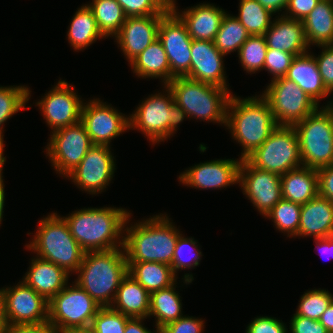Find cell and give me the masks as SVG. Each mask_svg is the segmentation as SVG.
I'll return each instance as SVG.
<instances>
[{
    "mask_svg": "<svg viewBox=\"0 0 333 333\" xmlns=\"http://www.w3.org/2000/svg\"><path fill=\"white\" fill-rule=\"evenodd\" d=\"M130 212L114 206L84 207L62 217L86 253L123 248L124 229Z\"/></svg>",
    "mask_w": 333,
    "mask_h": 333,
    "instance_id": "cell-1",
    "label": "cell"
},
{
    "mask_svg": "<svg viewBox=\"0 0 333 333\" xmlns=\"http://www.w3.org/2000/svg\"><path fill=\"white\" fill-rule=\"evenodd\" d=\"M131 216L132 213L124 229L127 262H159L171 266L177 239L182 234L179 227L166 213L130 225Z\"/></svg>",
    "mask_w": 333,
    "mask_h": 333,
    "instance_id": "cell-2",
    "label": "cell"
},
{
    "mask_svg": "<svg viewBox=\"0 0 333 333\" xmlns=\"http://www.w3.org/2000/svg\"><path fill=\"white\" fill-rule=\"evenodd\" d=\"M277 126L269 102L261 94L241 98L232 93L225 127L242 146L241 160L260 147Z\"/></svg>",
    "mask_w": 333,
    "mask_h": 333,
    "instance_id": "cell-3",
    "label": "cell"
},
{
    "mask_svg": "<svg viewBox=\"0 0 333 333\" xmlns=\"http://www.w3.org/2000/svg\"><path fill=\"white\" fill-rule=\"evenodd\" d=\"M128 273L124 248L86 252L75 275V283L101 307H110L121 280Z\"/></svg>",
    "mask_w": 333,
    "mask_h": 333,
    "instance_id": "cell-4",
    "label": "cell"
},
{
    "mask_svg": "<svg viewBox=\"0 0 333 333\" xmlns=\"http://www.w3.org/2000/svg\"><path fill=\"white\" fill-rule=\"evenodd\" d=\"M35 235L25 249L73 275L82 263L84 251L71 235L65 219L56 212L40 219Z\"/></svg>",
    "mask_w": 333,
    "mask_h": 333,
    "instance_id": "cell-5",
    "label": "cell"
},
{
    "mask_svg": "<svg viewBox=\"0 0 333 333\" xmlns=\"http://www.w3.org/2000/svg\"><path fill=\"white\" fill-rule=\"evenodd\" d=\"M161 86L163 92L148 95L129 114V130L144 134L153 146L164 143L168 138L170 140L179 124L188 119L186 112L174 102L173 93L168 86Z\"/></svg>",
    "mask_w": 333,
    "mask_h": 333,
    "instance_id": "cell-6",
    "label": "cell"
},
{
    "mask_svg": "<svg viewBox=\"0 0 333 333\" xmlns=\"http://www.w3.org/2000/svg\"><path fill=\"white\" fill-rule=\"evenodd\" d=\"M167 86L188 119L226 126L227 105L233 92L187 77H175Z\"/></svg>",
    "mask_w": 333,
    "mask_h": 333,
    "instance_id": "cell-7",
    "label": "cell"
},
{
    "mask_svg": "<svg viewBox=\"0 0 333 333\" xmlns=\"http://www.w3.org/2000/svg\"><path fill=\"white\" fill-rule=\"evenodd\" d=\"M300 155L304 167L318 169L333 161V101L317 108L296 123Z\"/></svg>",
    "mask_w": 333,
    "mask_h": 333,
    "instance_id": "cell-8",
    "label": "cell"
},
{
    "mask_svg": "<svg viewBox=\"0 0 333 333\" xmlns=\"http://www.w3.org/2000/svg\"><path fill=\"white\" fill-rule=\"evenodd\" d=\"M246 159L254 167L279 175L302 167L298 134L294 126L278 125Z\"/></svg>",
    "mask_w": 333,
    "mask_h": 333,
    "instance_id": "cell-9",
    "label": "cell"
},
{
    "mask_svg": "<svg viewBox=\"0 0 333 333\" xmlns=\"http://www.w3.org/2000/svg\"><path fill=\"white\" fill-rule=\"evenodd\" d=\"M101 306L75 282L67 284L49 300L48 322L59 333L90 326Z\"/></svg>",
    "mask_w": 333,
    "mask_h": 333,
    "instance_id": "cell-10",
    "label": "cell"
},
{
    "mask_svg": "<svg viewBox=\"0 0 333 333\" xmlns=\"http://www.w3.org/2000/svg\"><path fill=\"white\" fill-rule=\"evenodd\" d=\"M261 95L269 102L278 125L294 126L320 107L296 83L285 77L271 80Z\"/></svg>",
    "mask_w": 333,
    "mask_h": 333,
    "instance_id": "cell-11",
    "label": "cell"
},
{
    "mask_svg": "<svg viewBox=\"0 0 333 333\" xmlns=\"http://www.w3.org/2000/svg\"><path fill=\"white\" fill-rule=\"evenodd\" d=\"M49 135L44 152L56 174L65 178L80 164L93 144L81 121Z\"/></svg>",
    "mask_w": 333,
    "mask_h": 333,
    "instance_id": "cell-12",
    "label": "cell"
},
{
    "mask_svg": "<svg viewBox=\"0 0 333 333\" xmlns=\"http://www.w3.org/2000/svg\"><path fill=\"white\" fill-rule=\"evenodd\" d=\"M110 146L93 145L80 164L65 178L81 191L97 195L106 191L113 180L116 160Z\"/></svg>",
    "mask_w": 333,
    "mask_h": 333,
    "instance_id": "cell-13",
    "label": "cell"
},
{
    "mask_svg": "<svg viewBox=\"0 0 333 333\" xmlns=\"http://www.w3.org/2000/svg\"><path fill=\"white\" fill-rule=\"evenodd\" d=\"M128 116L96 97L85 100L81 110V122L93 145L111 147L114 138L129 130Z\"/></svg>",
    "mask_w": 333,
    "mask_h": 333,
    "instance_id": "cell-14",
    "label": "cell"
},
{
    "mask_svg": "<svg viewBox=\"0 0 333 333\" xmlns=\"http://www.w3.org/2000/svg\"><path fill=\"white\" fill-rule=\"evenodd\" d=\"M75 92V86L59 79L41 100H37L41 115L51 132L81 121L82 97Z\"/></svg>",
    "mask_w": 333,
    "mask_h": 333,
    "instance_id": "cell-15",
    "label": "cell"
},
{
    "mask_svg": "<svg viewBox=\"0 0 333 333\" xmlns=\"http://www.w3.org/2000/svg\"><path fill=\"white\" fill-rule=\"evenodd\" d=\"M238 185L264 217L282 199L280 175L254 167L247 159L241 160Z\"/></svg>",
    "mask_w": 333,
    "mask_h": 333,
    "instance_id": "cell-16",
    "label": "cell"
},
{
    "mask_svg": "<svg viewBox=\"0 0 333 333\" xmlns=\"http://www.w3.org/2000/svg\"><path fill=\"white\" fill-rule=\"evenodd\" d=\"M158 39L170 64V81L184 77L190 71L192 38L181 18L168 11L160 21Z\"/></svg>",
    "mask_w": 333,
    "mask_h": 333,
    "instance_id": "cell-17",
    "label": "cell"
},
{
    "mask_svg": "<svg viewBox=\"0 0 333 333\" xmlns=\"http://www.w3.org/2000/svg\"><path fill=\"white\" fill-rule=\"evenodd\" d=\"M10 286V287H9ZM0 288L8 324H37L48 321L49 301L24 281Z\"/></svg>",
    "mask_w": 333,
    "mask_h": 333,
    "instance_id": "cell-18",
    "label": "cell"
},
{
    "mask_svg": "<svg viewBox=\"0 0 333 333\" xmlns=\"http://www.w3.org/2000/svg\"><path fill=\"white\" fill-rule=\"evenodd\" d=\"M241 159H216L200 162L178 176L179 183L194 189H226L239 182ZM222 188V189H221Z\"/></svg>",
    "mask_w": 333,
    "mask_h": 333,
    "instance_id": "cell-19",
    "label": "cell"
},
{
    "mask_svg": "<svg viewBox=\"0 0 333 333\" xmlns=\"http://www.w3.org/2000/svg\"><path fill=\"white\" fill-rule=\"evenodd\" d=\"M224 57L213 41L192 40L190 71L184 77L231 92L227 82Z\"/></svg>",
    "mask_w": 333,
    "mask_h": 333,
    "instance_id": "cell-20",
    "label": "cell"
},
{
    "mask_svg": "<svg viewBox=\"0 0 333 333\" xmlns=\"http://www.w3.org/2000/svg\"><path fill=\"white\" fill-rule=\"evenodd\" d=\"M164 15L127 17L120 31L113 37L128 63L158 39Z\"/></svg>",
    "mask_w": 333,
    "mask_h": 333,
    "instance_id": "cell-21",
    "label": "cell"
},
{
    "mask_svg": "<svg viewBox=\"0 0 333 333\" xmlns=\"http://www.w3.org/2000/svg\"><path fill=\"white\" fill-rule=\"evenodd\" d=\"M263 36L268 48L279 49L295 56L305 54L310 49L302 21L284 15H276Z\"/></svg>",
    "mask_w": 333,
    "mask_h": 333,
    "instance_id": "cell-22",
    "label": "cell"
},
{
    "mask_svg": "<svg viewBox=\"0 0 333 333\" xmlns=\"http://www.w3.org/2000/svg\"><path fill=\"white\" fill-rule=\"evenodd\" d=\"M174 12L185 23L188 34L193 40L214 41L227 11L213 3L203 2L187 7L183 11L177 7Z\"/></svg>",
    "mask_w": 333,
    "mask_h": 333,
    "instance_id": "cell-23",
    "label": "cell"
},
{
    "mask_svg": "<svg viewBox=\"0 0 333 333\" xmlns=\"http://www.w3.org/2000/svg\"><path fill=\"white\" fill-rule=\"evenodd\" d=\"M22 281L48 301L68 283L71 274L52 262L34 256Z\"/></svg>",
    "mask_w": 333,
    "mask_h": 333,
    "instance_id": "cell-24",
    "label": "cell"
},
{
    "mask_svg": "<svg viewBox=\"0 0 333 333\" xmlns=\"http://www.w3.org/2000/svg\"><path fill=\"white\" fill-rule=\"evenodd\" d=\"M314 239L333 236V202L317 195L301 205L300 225L296 238Z\"/></svg>",
    "mask_w": 333,
    "mask_h": 333,
    "instance_id": "cell-25",
    "label": "cell"
},
{
    "mask_svg": "<svg viewBox=\"0 0 333 333\" xmlns=\"http://www.w3.org/2000/svg\"><path fill=\"white\" fill-rule=\"evenodd\" d=\"M285 78L296 83L319 106L320 101L331 94L324 86L316 59L310 50L293 59Z\"/></svg>",
    "mask_w": 333,
    "mask_h": 333,
    "instance_id": "cell-26",
    "label": "cell"
},
{
    "mask_svg": "<svg viewBox=\"0 0 333 333\" xmlns=\"http://www.w3.org/2000/svg\"><path fill=\"white\" fill-rule=\"evenodd\" d=\"M150 293L129 273L121 280L110 306L130 318H148Z\"/></svg>",
    "mask_w": 333,
    "mask_h": 333,
    "instance_id": "cell-27",
    "label": "cell"
},
{
    "mask_svg": "<svg viewBox=\"0 0 333 333\" xmlns=\"http://www.w3.org/2000/svg\"><path fill=\"white\" fill-rule=\"evenodd\" d=\"M282 198L303 205L318 195L317 169L300 167L280 175Z\"/></svg>",
    "mask_w": 333,
    "mask_h": 333,
    "instance_id": "cell-28",
    "label": "cell"
},
{
    "mask_svg": "<svg viewBox=\"0 0 333 333\" xmlns=\"http://www.w3.org/2000/svg\"><path fill=\"white\" fill-rule=\"evenodd\" d=\"M138 78L159 79L163 85L170 82V64L159 39L151 43L143 52L129 63Z\"/></svg>",
    "mask_w": 333,
    "mask_h": 333,
    "instance_id": "cell-29",
    "label": "cell"
},
{
    "mask_svg": "<svg viewBox=\"0 0 333 333\" xmlns=\"http://www.w3.org/2000/svg\"><path fill=\"white\" fill-rule=\"evenodd\" d=\"M302 23L309 47L333 45V0H320Z\"/></svg>",
    "mask_w": 333,
    "mask_h": 333,
    "instance_id": "cell-30",
    "label": "cell"
},
{
    "mask_svg": "<svg viewBox=\"0 0 333 333\" xmlns=\"http://www.w3.org/2000/svg\"><path fill=\"white\" fill-rule=\"evenodd\" d=\"M69 25L66 36L74 51H84L98 39L105 38L99 31L93 11L87 3L77 8Z\"/></svg>",
    "mask_w": 333,
    "mask_h": 333,
    "instance_id": "cell-31",
    "label": "cell"
},
{
    "mask_svg": "<svg viewBox=\"0 0 333 333\" xmlns=\"http://www.w3.org/2000/svg\"><path fill=\"white\" fill-rule=\"evenodd\" d=\"M177 283L178 282L176 281L168 288L150 293V311L148 319L154 317V326L159 329L176 321L184 314L182 313L183 303L180 299V293L176 291Z\"/></svg>",
    "mask_w": 333,
    "mask_h": 333,
    "instance_id": "cell-32",
    "label": "cell"
},
{
    "mask_svg": "<svg viewBox=\"0 0 333 333\" xmlns=\"http://www.w3.org/2000/svg\"><path fill=\"white\" fill-rule=\"evenodd\" d=\"M128 273L149 293L170 287L177 281L171 266L159 262H127Z\"/></svg>",
    "mask_w": 333,
    "mask_h": 333,
    "instance_id": "cell-33",
    "label": "cell"
},
{
    "mask_svg": "<svg viewBox=\"0 0 333 333\" xmlns=\"http://www.w3.org/2000/svg\"><path fill=\"white\" fill-rule=\"evenodd\" d=\"M87 5L92 9L97 27L106 39L114 37L127 18L116 0H92Z\"/></svg>",
    "mask_w": 333,
    "mask_h": 333,
    "instance_id": "cell-34",
    "label": "cell"
},
{
    "mask_svg": "<svg viewBox=\"0 0 333 333\" xmlns=\"http://www.w3.org/2000/svg\"><path fill=\"white\" fill-rule=\"evenodd\" d=\"M250 34L233 14L223 16L220 28L215 36L214 45L224 56L239 52Z\"/></svg>",
    "mask_w": 333,
    "mask_h": 333,
    "instance_id": "cell-35",
    "label": "cell"
},
{
    "mask_svg": "<svg viewBox=\"0 0 333 333\" xmlns=\"http://www.w3.org/2000/svg\"><path fill=\"white\" fill-rule=\"evenodd\" d=\"M239 14L235 16L250 35H264L271 26L274 14L257 0H239Z\"/></svg>",
    "mask_w": 333,
    "mask_h": 333,
    "instance_id": "cell-36",
    "label": "cell"
},
{
    "mask_svg": "<svg viewBox=\"0 0 333 333\" xmlns=\"http://www.w3.org/2000/svg\"><path fill=\"white\" fill-rule=\"evenodd\" d=\"M31 92L26 85L0 86V142H4V123L26 109Z\"/></svg>",
    "mask_w": 333,
    "mask_h": 333,
    "instance_id": "cell-37",
    "label": "cell"
},
{
    "mask_svg": "<svg viewBox=\"0 0 333 333\" xmlns=\"http://www.w3.org/2000/svg\"><path fill=\"white\" fill-rule=\"evenodd\" d=\"M301 205L286 199H281L264 218L274 223V228L287 235L296 238L300 225Z\"/></svg>",
    "mask_w": 333,
    "mask_h": 333,
    "instance_id": "cell-38",
    "label": "cell"
},
{
    "mask_svg": "<svg viewBox=\"0 0 333 333\" xmlns=\"http://www.w3.org/2000/svg\"><path fill=\"white\" fill-rule=\"evenodd\" d=\"M267 50L263 35H250L237 54L244 71L250 75L263 71Z\"/></svg>",
    "mask_w": 333,
    "mask_h": 333,
    "instance_id": "cell-39",
    "label": "cell"
},
{
    "mask_svg": "<svg viewBox=\"0 0 333 333\" xmlns=\"http://www.w3.org/2000/svg\"><path fill=\"white\" fill-rule=\"evenodd\" d=\"M198 241L194 237H185L183 233L178 237L171 268L177 276L178 271L191 270L199 266L202 259V252Z\"/></svg>",
    "mask_w": 333,
    "mask_h": 333,
    "instance_id": "cell-40",
    "label": "cell"
},
{
    "mask_svg": "<svg viewBox=\"0 0 333 333\" xmlns=\"http://www.w3.org/2000/svg\"><path fill=\"white\" fill-rule=\"evenodd\" d=\"M332 301L333 294L326 289L307 290L300 297L295 314L319 320Z\"/></svg>",
    "mask_w": 333,
    "mask_h": 333,
    "instance_id": "cell-41",
    "label": "cell"
},
{
    "mask_svg": "<svg viewBox=\"0 0 333 333\" xmlns=\"http://www.w3.org/2000/svg\"><path fill=\"white\" fill-rule=\"evenodd\" d=\"M129 319L130 317L110 307H101L92 319L90 326L96 333H124Z\"/></svg>",
    "mask_w": 333,
    "mask_h": 333,
    "instance_id": "cell-42",
    "label": "cell"
},
{
    "mask_svg": "<svg viewBox=\"0 0 333 333\" xmlns=\"http://www.w3.org/2000/svg\"><path fill=\"white\" fill-rule=\"evenodd\" d=\"M295 57L289 52L268 48L263 70L273 76L271 80L285 77Z\"/></svg>",
    "mask_w": 333,
    "mask_h": 333,
    "instance_id": "cell-43",
    "label": "cell"
},
{
    "mask_svg": "<svg viewBox=\"0 0 333 333\" xmlns=\"http://www.w3.org/2000/svg\"><path fill=\"white\" fill-rule=\"evenodd\" d=\"M122 7L126 17H143L165 15L164 10L155 0H116Z\"/></svg>",
    "mask_w": 333,
    "mask_h": 333,
    "instance_id": "cell-44",
    "label": "cell"
},
{
    "mask_svg": "<svg viewBox=\"0 0 333 333\" xmlns=\"http://www.w3.org/2000/svg\"><path fill=\"white\" fill-rule=\"evenodd\" d=\"M316 47L322 50L320 55L314 54L319 73L324 86L333 95V45H319Z\"/></svg>",
    "mask_w": 333,
    "mask_h": 333,
    "instance_id": "cell-45",
    "label": "cell"
},
{
    "mask_svg": "<svg viewBox=\"0 0 333 333\" xmlns=\"http://www.w3.org/2000/svg\"><path fill=\"white\" fill-rule=\"evenodd\" d=\"M204 324L203 318L183 315L161 328V333H204Z\"/></svg>",
    "mask_w": 333,
    "mask_h": 333,
    "instance_id": "cell-46",
    "label": "cell"
},
{
    "mask_svg": "<svg viewBox=\"0 0 333 333\" xmlns=\"http://www.w3.org/2000/svg\"><path fill=\"white\" fill-rule=\"evenodd\" d=\"M286 323L276 317L257 316L246 327L245 333H288Z\"/></svg>",
    "mask_w": 333,
    "mask_h": 333,
    "instance_id": "cell-47",
    "label": "cell"
},
{
    "mask_svg": "<svg viewBox=\"0 0 333 333\" xmlns=\"http://www.w3.org/2000/svg\"><path fill=\"white\" fill-rule=\"evenodd\" d=\"M289 322L288 333H329L319 320L296 315L295 313Z\"/></svg>",
    "mask_w": 333,
    "mask_h": 333,
    "instance_id": "cell-48",
    "label": "cell"
},
{
    "mask_svg": "<svg viewBox=\"0 0 333 333\" xmlns=\"http://www.w3.org/2000/svg\"><path fill=\"white\" fill-rule=\"evenodd\" d=\"M320 0H288L285 17L303 21Z\"/></svg>",
    "mask_w": 333,
    "mask_h": 333,
    "instance_id": "cell-49",
    "label": "cell"
},
{
    "mask_svg": "<svg viewBox=\"0 0 333 333\" xmlns=\"http://www.w3.org/2000/svg\"><path fill=\"white\" fill-rule=\"evenodd\" d=\"M318 195L333 202V165L317 169Z\"/></svg>",
    "mask_w": 333,
    "mask_h": 333,
    "instance_id": "cell-50",
    "label": "cell"
},
{
    "mask_svg": "<svg viewBox=\"0 0 333 333\" xmlns=\"http://www.w3.org/2000/svg\"><path fill=\"white\" fill-rule=\"evenodd\" d=\"M5 333H59L48 321L37 324H8Z\"/></svg>",
    "mask_w": 333,
    "mask_h": 333,
    "instance_id": "cell-51",
    "label": "cell"
},
{
    "mask_svg": "<svg viewBox=\"0 0 333 333\" xmlns=\"http://www.w3.org/2000/svg\"><path fill=\"white\" fill-rule=\"evenodd\" d=\"M144 320L145 318H130L126 323L124 333H161V329L156 326L155 330L154 328L153 331L151 329L148 330L144 325Z\"/></svg>",
    "mask_w": 333,
    "mask_h": 333,
    "instance_id": "cell-52",
    "label": "cell"
},
{
    "mask_svg": "<svg viewBox=\"0 0 333 333\" xmlns=\"http://www.w3.org/2000/svg\"><path fill=\"white\" fill-rule=\"evenodd\" d=\"M264 8L270 10L274 15H284L288 0H257ZM283 10V11H282Z\"/></svg>",
    "mask_w": 333,
    "mask_h": 333,
    "instance_id": "cell-53",
    "label": "cell"
},
{
    "mask_svg": "<svg viewBox=\"0 0 333 333\" xmlns=\"http://www.w3.org/2000/svg\"><path fill=\"white\" fill-rule=\"evenodd\" d=\"M313 240L315 242L316 247H318L317 249H320L319 254L321 255V257L327 256L330 259L333 258V236L326 238H318Z\"/></svg>",
    "mask_w": 333,
    "mask_h": 333,
    "instance_id": "cell-54",
    "label": "cell"
},
{
    "mask_svg": "<svg viewBox=\"0 0 333 333\" xmlns=\"http://www.w3.org/2000/svg\"><path fill=\"white\" fill-rule=\"evenodd\" d=\"M319 322L325 327L329 333H333V301L321 315Z\"/></svg>",
    "mask_w": 333,
    "mask_h": 333,
    "instance_id": "cell-55",
    "label": "cell"
},
{
    "mask_svg": "<svg viewBox=\"0 0 333 333\" xmlns=\"http://www.w3.org/2000/svg\"><path fill=\"white\" fill-rule=\"evenodd\" d=\"M7 326L8 323L5 316L4 299L0 291V333H5Z\"/></svg>",
    "mask_w": 333,
    "mask_h": 333,
    "instance_id": "cell-56",
    "label": "cell"
},
{
    "mask_svg": "<svg viewBox=\"0 0 333 333\" xmlns=\"http://www.w3.org/2000/svg\"><path fill=\"white\" fill-rule=\"evenodd\" d=\"M5 185L4 179L0 181V226L2 224L3 216H4V206H5Z\"/></svg>",
    "mask_w": 333,
    "mask_h": 333,
    "instance_id": "cell-57",
    "label": "cell"
},
{
    "mask_svg": "<svg viewBox=\"0 0 333 333\" xmlns=\"http://www.w3.org/2000/svg\"><path fill=\"white\" fill-rule=\"evenodd\" d=\"M164 10L174 11L178 6H176V0H155Z\"/></svg>",
    "mask_w": 333,
    "mask_h": 333,
    "instance_id": "cell-58",
    "label": "cell"
},
{
    "mask_svg": "<svg viewBox=\"0 0 333 333\" xmlns=\"http://www.w3.org/2000/svg\"><path fill=\"white\" fill-rule=\"evenodd\" d=\"M4 142H0V181L3 180V167L6 162V156H4Z\"/></svg>",
    "mask_w": 333,
    "mask_h": 333,
    "instance_id": "cell-59",
    "label": "cell"
},
{
    "mask_svg": "<svg viewBox=\"0 0 333 333\" xmlns=\"http://www.w3.org/2000/svg\"><path fill=\"white\" fill-rule=\"evenodd\" d=\"M65 333H96L91 326L77 327L66 331Z\"/></svg>",
    "mask_w": 333,
    "mask_h": 333,
    "instance_id": "cell-60",
    "label": "cell"
}]
</instances>
